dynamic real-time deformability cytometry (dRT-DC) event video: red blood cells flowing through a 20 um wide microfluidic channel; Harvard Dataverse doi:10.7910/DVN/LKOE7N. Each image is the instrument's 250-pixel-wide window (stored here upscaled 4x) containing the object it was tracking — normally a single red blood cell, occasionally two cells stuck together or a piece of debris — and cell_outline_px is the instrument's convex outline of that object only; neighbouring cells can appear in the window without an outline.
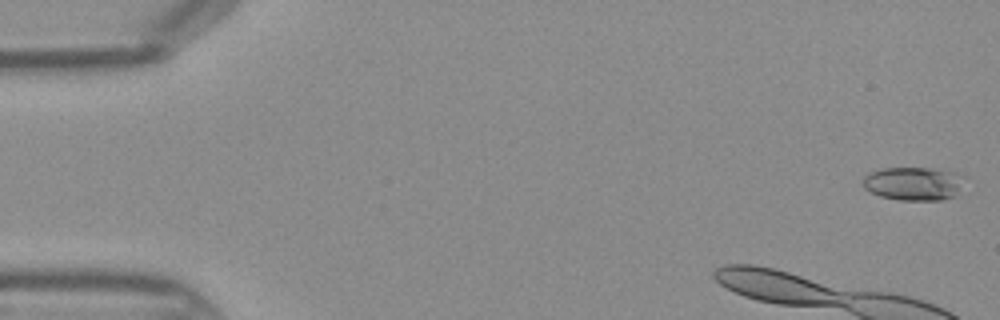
{"species": "Egyptian fruit bat (a non-hibernating species)", "species_latin": "Rousettus aegyptiacus", "temperature_condition": "warm", "stored_images_in_passage": 42, "camera_frame_rate_fps": 3000, "um_per_image_px": 0.085, "frame": {"image": 1, "passage_image": 1, "time_ms": 0.0, "image_size_px": [1000, 320], "cell_outline_px": [[968, 176], [956, 196], [944, 200], [896, 200], [880, 196], [868, 192], [860, 184], [864, 176], [868, 172], [880, 168], [948, 168]], "centroid_in_image_um": [77.7, 15.59], "position_along_channel_um": 7.3, "area_um2": 20.87}}